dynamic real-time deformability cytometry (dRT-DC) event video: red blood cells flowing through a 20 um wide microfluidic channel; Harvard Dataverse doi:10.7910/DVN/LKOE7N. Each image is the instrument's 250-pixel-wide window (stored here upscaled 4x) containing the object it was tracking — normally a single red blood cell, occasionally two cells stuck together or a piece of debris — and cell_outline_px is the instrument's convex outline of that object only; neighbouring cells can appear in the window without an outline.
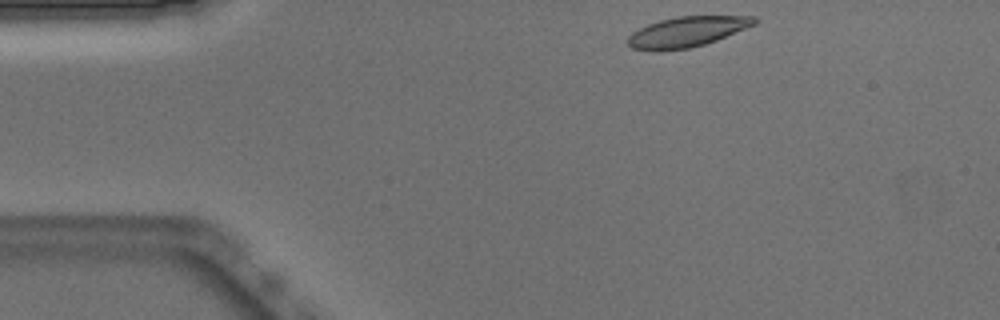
{"species": "Egyptian fruit bat (a non-hibernating species)", "species_latin": "Rousettus aegyptiacus", "temperature_condition": "warm", "stored_images_in_passage": 44, "camera_frame_rate_fps": 3000, "um_per_image_px": 0.085, "animal": {"sex": "male"}, "frame": {"image": 1, "passage_image": 1, "time_ms": 0.0, "image_size_px": [1000, 320], "cell_outline_px": [[756, 24], [716, 40], [704, 44], [688, 48], [660, 52], [656, 52], [632, 48], [628, 44], [628, 36], [632, 32], [648, 24], [660, 20], [676, 16], [756, 16]], "centroid_in_image_um": [58.35, 2.71], "position_along_channel_um": 26.6, "area_um2": 22.37}}
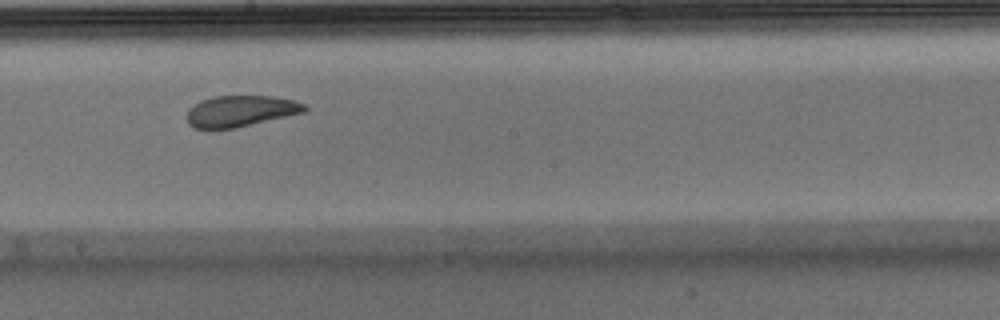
{"frame": {"image": 2, "passage_image": 21, "time_ms": 6.667, "image_size_px": [1000, 320], "cell_outline_px": [[308, 108], [304, 112], [236, 128], [196, 128], [188, 124], [188, 108], [200, 100], [212, 96], [276, 96], [296, 100], [304, 104]], "centroid_in_image_um": [20.46, 9.42], "position_along_channel_um": 227.7, "area_um2": 21.39}}
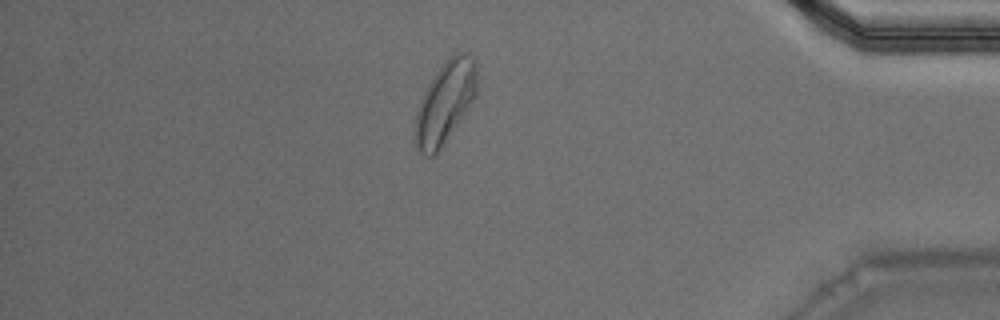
{"frame": {"image": 3, "passage_image": 37, "time_ms": 12.0, "image_size_px": [1000, 320], "cell_outline_px": [[476, 96], [464, 116], [436, 156], [424, 156], [420, 152], [416, 144], [416, 112], [420, 100], [428, 84], [436, 72], [456, 52], [468, 52], [476, 56]], "centroid_in_image_um": [37.87, 8.71], "position_along_channel_um": 397.3, "area_um2": 29.48}, "authors_computed_cell_mechanics": {"area_um2": 23.0333, "velocity_mm_per_s": 3.8628, "shape_relaxation_time_tau1_ms": 5.1319, "shape_relaxation_time_tau2_ms": 2.1894, "deformation_change_tau1": 0.1504, "deformation_change_tau2": 0.0885}}